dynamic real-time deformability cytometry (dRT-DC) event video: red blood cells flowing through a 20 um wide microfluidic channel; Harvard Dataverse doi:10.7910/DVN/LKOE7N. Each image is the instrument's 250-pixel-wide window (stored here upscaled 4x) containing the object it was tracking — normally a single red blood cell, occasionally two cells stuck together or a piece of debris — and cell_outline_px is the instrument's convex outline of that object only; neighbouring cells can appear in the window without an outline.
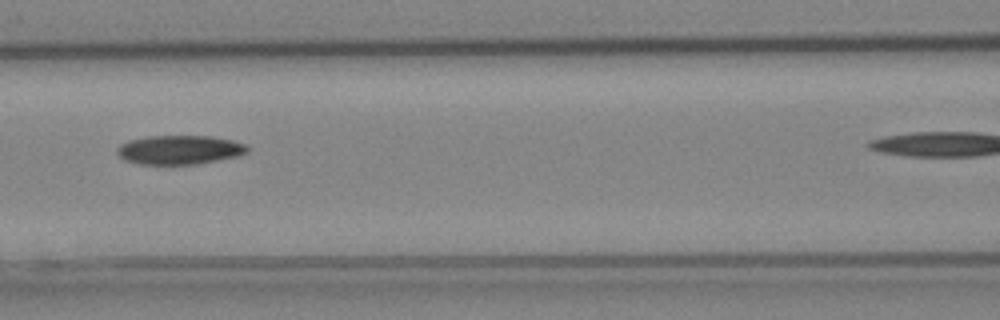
{"species": "Egyptian fruit bat (a non-hibernating species)", "species_latin": "Rousettus aegyptiacus", "temperature_condition": "cold", "stored_images_in_passage": 28, "camera_frame_rate_fps": 3000, "um_per_image_px": 0.085, "animal": {"sex": "female"}, "frame": {"image": 1, "passage_image": 9, "time_ms": 2.667, "image_size_px": [1000, 320], "cell_outline_px": [[248, 152], [236, 156], [196, 164], [140, 164], [124, 160], [116, 152], [116, 148], [120, 144], [128, 140], [148, 136], [212, 136], [232, 140], [244, 144], [248, 148]], "centroid_in_image_um": [15.21, 12.73], "position_along_channel_um": 151.4, "area_um2": 21.96}}